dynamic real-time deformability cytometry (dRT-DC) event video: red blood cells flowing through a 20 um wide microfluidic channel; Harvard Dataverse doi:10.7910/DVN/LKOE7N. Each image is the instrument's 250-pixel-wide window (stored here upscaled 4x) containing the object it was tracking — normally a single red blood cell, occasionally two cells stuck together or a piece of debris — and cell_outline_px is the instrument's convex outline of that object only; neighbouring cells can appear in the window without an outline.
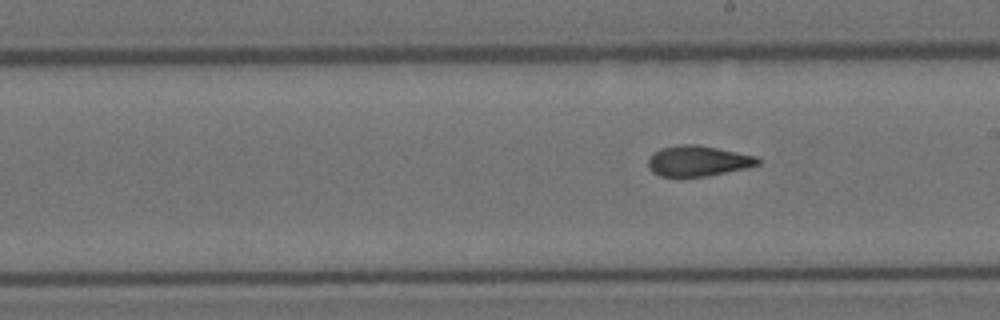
{"species": "Egyptian fruit bat (a non-hibernating species)", "species_latin": "Rousettus aegyptiacus", "temperature_condition": "room temperature", "stored_images_in_passage": 8, "segment_of_instrument_passage": [2, 2], "camera_frame_rate_fps": 3000, "um_per_image_px": 0.085, "animal": {"sex": "female"}, "frame": {"image": 1, "passage_image": 8, "time_ms": 9.0, "image_size_px": [1000, 320], "cell_outline_px": [[764, 160], [760, 164], [748, 168], [704, 176], [660, 176], [652, 172], [648, 168], [648, 156], [660, 148], [676, 144], [696, 144], [756, 156]], "centroid_in_image_um": [59.32, 13.67], "position_along_channel_um": 229.7, "area_um2": 19.65}}